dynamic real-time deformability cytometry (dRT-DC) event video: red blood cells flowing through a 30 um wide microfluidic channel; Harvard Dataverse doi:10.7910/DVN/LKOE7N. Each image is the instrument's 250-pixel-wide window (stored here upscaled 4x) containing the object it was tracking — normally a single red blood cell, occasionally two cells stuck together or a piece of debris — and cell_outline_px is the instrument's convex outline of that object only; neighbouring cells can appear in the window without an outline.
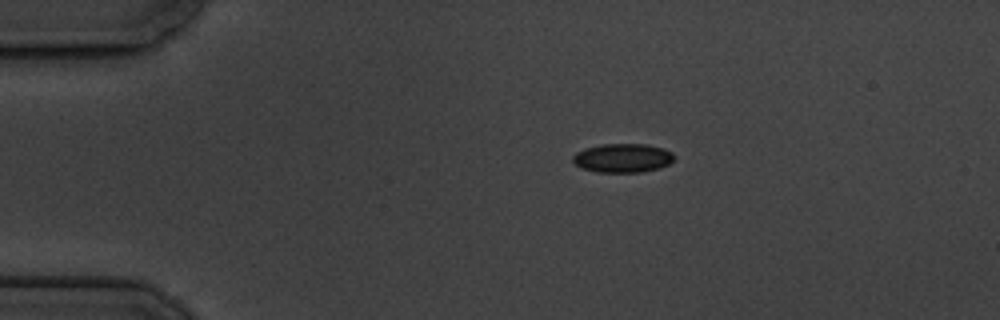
{"species": "common noctule bat (a hibernating species)", "species_latin": "Nyctalus noctula", "temperature_condition": "cold", "stored_images_in_passage": 3, "camera_frame_rate_fps": 3000, "um_per_image_px": 0.085, "animal": {"sex": "male", "body_mass_g": 19.5, "forearm_length_mm": 54.6}, "frame": {"image": 1, "passage_image": 1, "time_ms": 0.0, "image_size_px": [1000, 320], "cell_outline_px": [[676, 156], [668, 164], [660, 168], [640, 172], [596, 172], [584, 168], [576, 164], [572, 160], [572, 156], [576, 152], [584, 148], [600, 144], [648, 144], [664, 148], [672, 152]], "centroid_in_image_um": [52.94, 13.42], "position_along_channel_um": 32.1, "area_um2": 17.17}}
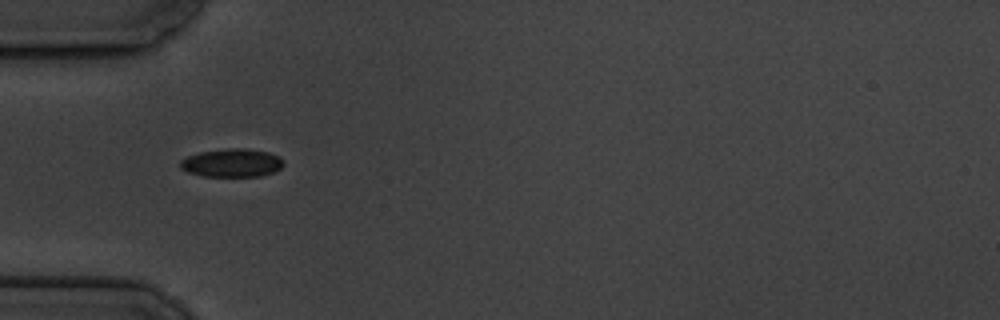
{"frame": {"image": 2, "passage_image": 3, "time_ms": 2.333, "image_size_px": [1000, 320], "cell_outline_px": [[284, 164], [280, 168], [272, 172], [260, 176], [204, 176], [188, 172], [180, 168], [180, 160], [188, 156], [200, 152], [228, 148], [248, 148], [268, 152], [280, 156], [284, 160]], "centroid_in_image_um": [19.73, 13.83], "position_along_channel_um": 65.3, "area_um2": 17.05}}